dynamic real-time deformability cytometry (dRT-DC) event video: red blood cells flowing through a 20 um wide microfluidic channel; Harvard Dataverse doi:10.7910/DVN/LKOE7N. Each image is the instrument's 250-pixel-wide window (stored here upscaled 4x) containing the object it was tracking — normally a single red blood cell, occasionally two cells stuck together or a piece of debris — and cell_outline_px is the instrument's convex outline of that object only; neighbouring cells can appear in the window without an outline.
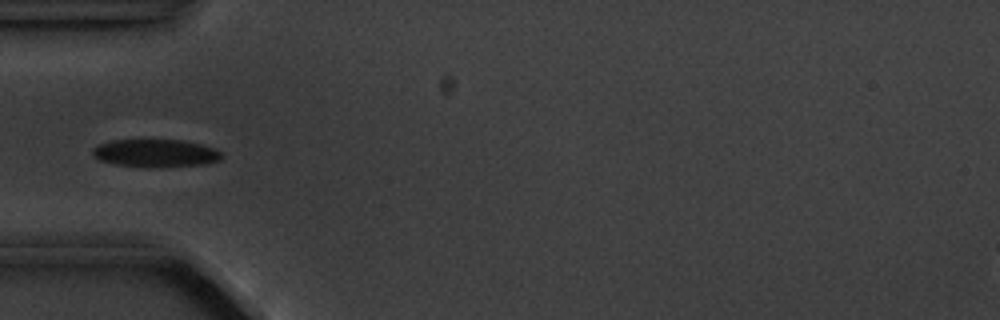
{"species": "common noctule bat (a hibernating species)", "species_latin": "Nyctalus noctula", "temperature_condition": "cold", "stored_images_in_passage": 7, "camera_frame_rate_fps": 3000, "um_per_image_px": 0.085, "animal": {"sex": "male", "body_mass_g": 20.1, "forearm_length_mm": 53.5}, "frame": {"image": 1, "passage_image": 4, "time_ms": 3.667, "image_size_px": [1000, 320], "cell_outline_px": [[224, 156], [220, 160], [204, 164], [152, 168], [148, 168], [116, 164], [100, 160], [92, 156], [92, 148], [100, 144], [112, 140], [180, 140], [200, 144], [216, 148], [224, 152]], "centroid_in_image_um": [13.26, 13.03], "position_along_channel_um": 71.7, "area_um2": 21.15}}